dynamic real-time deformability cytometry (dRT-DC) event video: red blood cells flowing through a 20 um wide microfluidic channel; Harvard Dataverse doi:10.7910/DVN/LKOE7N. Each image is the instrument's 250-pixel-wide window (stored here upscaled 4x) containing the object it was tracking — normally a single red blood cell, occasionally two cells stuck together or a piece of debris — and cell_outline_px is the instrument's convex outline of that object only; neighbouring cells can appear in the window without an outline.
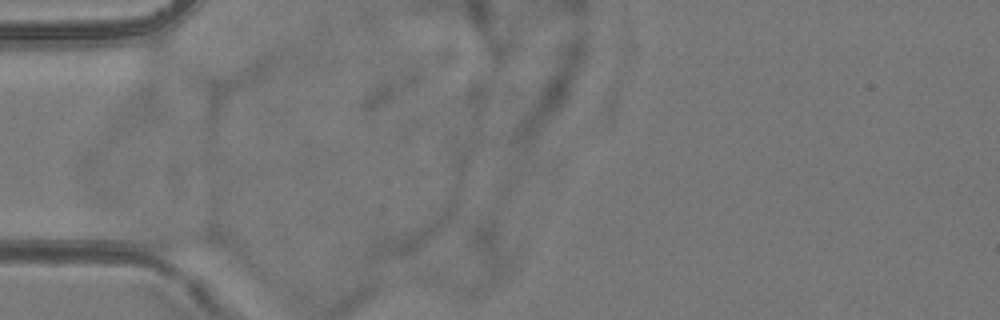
{"species": "common noctule bat (a hibernating species)", "species_latin": "Nyctalus noctula", "temperature_condition": "room temperature", "stored_images_in_passage": 4, "camera_frame_rate_fps": 3000, "um_per_image_px": 0.085, "animal": {"sex": "female", "body_mass_g": 24.6, "forearm_length_mm": 56.2}, "frame": {"image": 1, "passage_image": 1, "time_ms": 0.0, "image_size_px": [1000, 320], "cell_outline_px": [[224, 248], [152, 248], [132, 228], [144, 224], [152, 224], [208, 228], [216, 232], [220, 236], [224, 244]], "centroid_in_image_um": [15.21, 20.13], "position_along_channel_um": 69.8, "area_um2": 12.43}}